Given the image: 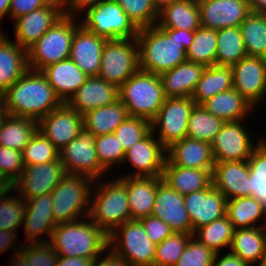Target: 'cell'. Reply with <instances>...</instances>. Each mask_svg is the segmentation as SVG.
<instances>
[{
    "label": "cell",
    "mask_w": 266,
    "mask_h": 266,
    "mask_svg": "<svg viewBox=\"0 0 266 266\" xmlns=\"http://www.w3.org/2000/svg\"><path fill=\"white\" fill-rule=\"evenodd\" d=\"M142 223L148 238L155 244H160L163 240L173 234V231L164 221L155 216H147L139 219Z\"/></svg>",
    "instance_id": "cell-54"
},
{
    "label": "cell",
    "mask_w": 266,
    "mask_h": 266,
    "mask_svg": "<svg viewBox=\"0 0 266 266\" xmlns=\"http://www.w3.org/2000/svg\"><path fill=\"white\" fill-rule=\"evenodd\" d=\"M151 131L145 138L125 151L124 162L131 163L136 171L123 176L128 177H162L166 161V148ZM156 138V139H155Z\"/></svg>",
    "instance_id": "cell-18"
},
{
    "label": "cell",
    "mask_w": 266,
    "mask_h": 266,
    "mask_svg": "<svg viewBox=\"0 0 266 266\" xmlns=\"http://www.w3.org/2000/svg\"><path fill=\"white\" fill-rule=\"evenodd\" d=\"M151 132V123L142 117L128 116L114 131L124 151Z\"/></svg>",
    "instance_id": "cell-49"
},
{
    "label": "cell",
    "mask_w": 266,
    "mask_h": 266,
    "mask_svg": "<svg viewBox=\"0 0 266 266\" xmlns=\"http://www.w3.org/2000/svg\"><path fill=\"white\" fill-rule=\"evenodd\" d=\"M229 251L252 266L266 253V227L235 229Z\"/></svg>",
    "instance_id": "cell-35"
},
{
    "label": "cell",
    "mask_w": 266,
    "mask_h": 266,
    "mask_svg": "<svg viewBox=\"0 0 266 266\" xmlns=\"http://www.w3.org/2000/svg\"><path fill=\"white\" fill-rule=\"evenodd\" d=\"M226 215L234 229L266 227V210L252 196L228 199ZM261 218H264L265 223H259L262 222Z\"/></svg>",
    "instance_id": "cell-37"
},
{
    "label": "cell",
    "mask_w": 266,
    "mask_h": 266,
    "mask_svg": "<svg viewBox=\"0 0 266 266\" xmlns=\"http://www.w3.org/2000/svg\"><path fill=\"white\" fill-rule=\"evenodd\" d=\"M127 117L126 107L118 99L110 105L85 112L82 115L83 129L95 137L114 133Z\"/></svg>",
    "instance_id": "cell-34"
},
{
    "label": "cell",
    "mask_w": 266,
    "mask_h": 266,
    "mask_svg": "<svg viewBox=\"0 0 266 266\" xmlns=\"http://www.w3.org/2000/svg\"><path fill=\"white\" fill-rule=\"evenodd\" d=\"M200 25L220 30L239 27L251 12L248 0H197Z\"/></svg>",
    "instance_id": "cell-19"
},
{
    "label": "cell",
    "mask_w": 266,
    "mask_h": 266,
    "mask_svg": "<svg viewBox=\"0 0 266 266\" xmlns=\"http://www.w3.org/2000/svg\"><path fill=\"white\" fill-rule=\"evenodd\" d=\"M159 75L138 70L119 87V100L128 116L151 121L166 100Z\"/></svg>",
    "instance_id": "cell-5"
},
{
    "label": "cell",
    "mask_w": 266,
    "mask_h": 266,
    "mask_svg": "<svg viewBox=\"0 0 266 266\" xmlns=\"http://www.w3.org/2000/svg\"><path fill=\"white\" fill-rule=\"evenodd\" d=\"M96 258L58 256L56 266H92Z\"/></svg>",
    "instance_id": "cell-59"
},
{
    "label": "cell",
    "mask_w": 266,
    "mask_h": 266,
    "mask_svg": "<svg viewBox=\"0 0 266 266\" xmlns=\"http://www.w3.org/2000/svg\"><path fill=\"white\" fill-rule=\"evenodd\" d=\"M8 115L39 121L63 102L41 71L28 69L2 95Z\"/></svg>",
    "instance_id": "cell-1"
},
{
    "label": "cell",
    "mask_w": 266,
    "mask_h": 266,
    "mask_svg": "<svg viewBox=\"0 0 266 266\" xmlns=\"http://www.w3.org/2000/svg\"><path fill=\"white\" fill-rule=\"evenodd\" d=\"M52 204L53 199L51 193L25 200V215L23 222L26 236L25 243L50 241L48 238L46 240L42 236L46 234L50 239L52 232L56 227Z\"/></svg>",
    "instance_id": "cell-22"
},
{
    "label": "cell",
    "mask_w": 266,
    "mask_h": 266,
    "mask_svg": "<svg viewBox=\"0 0 266 266\" xmlns=\"http://www.w3.org/2000/svg\"><path fill=\"white\" fill-rule=\"evenodd\" d=\"M224 123L202 105H195L188 120L187 137L212 144Z\"/></svg>",
    "instance_id": "cell-42"
},
{
    "label": "cell",
    "mask_w": 266,
    "mask_h": 266,
    "mask_svg": "<svg viewBox=\"0 0 266 266\" xmlns=\"http://www.w3.org/2000/svg\"><path fill=\"white\" fill-rule=\"evenodd\" d=\"M195 31H188L183 29H178V40L180 44L184 46L187 50L193 41Z\"/></svg>",
    "instance_id": "cell-61"
},
{
    "label": "cell",
    "mask_w": 266,
    "mask_h": 266,
    "mask_svg": "<svg viewBox=\"0 0 266 266\" xmlns=\"http://www.w3.org/2000/svg\"><path fill=\"white\" fill-rule=\"evenodd\" d=\"M22 153L25 166L49 163L59 159V150L39 130L32 136Z\"/></svg>",
    "instance_id": "cell-45"
},
{
    "label": "cell",
    "mask_w": 266,
    "mask_h": 266,
    "mask_svg": "<svg viewBox=\"0 0 266 266\" xmlns=\"http://www.w3.org/2000/svg\"><path fill=\"white\" fill-rule=\"evenodd\" d=\"M156 25L160 28L195 31L201 26L197 0H178L163 7Z\"/></svg>",
    "instance_id": "cell-33"
},
{
    "label": "cell",
    "mask_w": 266,
    "mask_h": 266,
    "mask_svg": "<svg viewBox=\"0 0 266 266\" xmlns=\"http://www.w3.org/2000/svg\"><path fill=\"white\" fill-rule=\"evenodd\" d=\"M41 72L63 103H66L89 77L70 58L50 64Z\"/></svg>",
    "instance_id": "cell-27"
},
{
    "label": "cell",
    "mask_w": 266,
    "mask_h": 266,
    "mask_svg": "<svg viewBox=\"0 0 266 266\" xmlns=\"http://www.w3.org/2000/svg\"><path fill=\"white\" fill-rule=\"evenodd\" d=\"M213 170L183 168L173 165L167 158L164 164L162 179L181 195L208 188L212 183Z\"/></svg>",
    "instance_id": "cell-30"
},
{
    "label": "cell",
    "mask_w": 266,
    "mask_h": 266,
    "mask_svg": "<svg viewBox=\"0 0 266 266\" xmlns=\"http://www.w3.org/2000/svg\"><path fill=\"white\" fill-rule=\"evenodd\" d=\"M250 170L247 161H225L215 163L213 185L226 198L250 196Z\"/></svg>",
    "instance_id": "cell-25"
},
{
    "label": "cell",
    "mask_w": 266,
    "mask_h": 266,
    "mask_svg": "<svg viewBox=\"0 0 266 266\" xmlns=\"http://www.w3.org/2000/svg\"><path fill=\"white\" fill-rule=\"evenodd\" d=\"M250 196L266 210V137L252 151L248 159Z\"/></svg>",
    "instance_id": "cell-43"
},
{
    "label": "cell",
    "mask_w": 266,
    "mask_h": 266,
    "mask_svg": "<svg viewBox=\"0 0 266 266\" xmlns=\"http://www.w3.org/2000/svg\"><path fill=\"white\" fill-rule=\"evenodd\" d=\"M8 116V112L5 107V102L2 96H0V129L3 124V121Z\"/></svg>",
    "instance_id": "cell-65"
},
{
    "label": "cell",
    "mask_w": 266,
    "mask_h": 266,
    "mask_svg": "<svg viewBox=\"0 0 266 266\" xmlns=\"http://www.w3.org/2000/svg\"><path fill=\"white\" fill-rule=\"evenodd\" d=\"M38 130L60 151L84 131L82 115L63 103L38 121Z\"/></svg>",
    "instance_id": "cell-17"
},
{
    "label": "cell",
    "mask_w": 266,
    "mask_h": 266,
    "mask_svg": "<svg viewBox=\"0 0 266 266\" xmlns=\"http://www.w3.org/2000/svg\"><path fill=\"white\" fill-rule=\"evenodd\" d=\"M152 216L164 221L173 233L192 234V222L185 207L184 195L164 181L157 186Z\"/></svg>",
    "instance_id": "cell-20"
},
{
    "label": "cell",
    "mask_w": 266,
    "mask_h": 266,
    "mask_svg": "<svg viewBox=\"0 0 266 266\" xmlns=\"http://www.w3.org/2000/svg\"><path fill=\"white\" fill-rule=\"evenodd\" d=\"M138 28L152 27L157 24L159 11L153 0H115Z\"/></svg>",
    "instance_id": "cell-48"
},
{
    "label": "cell",
    "mask_w": 266,
    "mask_h": 266,
    "mask_svg": "<svg viewBox=\"0 0 266 266\" xmlns=\"http://www.w3.org/2000/svg\"><path fill=\"white\" fill-rule=\"evenodd\" d=\"M193 234L173 233L156 245L153 266H174Z\"/></svg>",
    "instance_id": "cell-47"
},
{
    "label": "cell",
    "mask_w": 266,
    "mask_h": 266,
    "mask_svg": "<svg viewBox=\"0 0 266 266\" xmlns=\"http://www.w3.org/2000/svg\"><path fill=\"white\" fill-rule=\"evenodd\" d=\"M234 230L231 220L225 215L196 229L193 237L215 253H219L226 247L230 248Z\"/></svg>",
    "instance_id": "cell-41"
},
{
    "label": "cell",
    "mask_w": 266,
    "mask_h": 266,
    "mask_svg": "<svg viewBox=\"0 0 266 266\" xmlns=\"http://www.w3.org/2000/svg\"><path fill=\"white\" fill-rule=\"evenodd\" d=\"M252 12L266 14V0H248Z\"/></svg>",
    "instance_id": "cell-63"
},
{
    "label": "cell",
    "mask_w": 266,
    "mask_h": 266,
    "mask_svg": "<svg viewBox=\"0 0 266 266\" xmlns=\"http://www.w3.org/2000/svg\"><path fill=\"white\" fill-rule=\"evenodd\" d=\"M21 245L22 244H20V246L18 245L17 248H14L15 255L11 256V259H13L10 261L12 263V264L10 263L11 266H30V263H28L27 259L19 252Z\"/></svg>",
    "instance_id": "cell-62"
},
{
    "label": "cell",
    "mask_w": 266,
    "mask_h": 266,
    "mask_svg": "<svg viewBox=\"0 0 266 266\" xmlns=\"http://www.w3.org/2000/svg\"><path fill=\"white\" fill-rule=\"evenodd\" d=\"M0 185H11L0 173Z\"/></svg>",
    "instance_id": "cell-69"
},
{
    "label": "cell",
    "mask_w": 266,
    "mask_h": 266,
    "mask_svg": "<svg viewBox=\"0 0 266 266\" xmlns=\"http://www.w3.org/2000/svg\"><path fill=\"white\" fill-rule=\"evenodd\" d=\"M239 28L247 55L266 58V14L251 11Z\"/></svg>",
    "instance_id": "cell-39"
},
{
    "label": "cell",
    "mask_w": 266,
    "mask_h": 266,
    "mask_svg": "<svg viewBox=\"0 0 266 266\" xmlns=\"http://www.w3.org/2000/svg\"><path fill=\"white\" fill-rule=\"evenodd\" d=\"M247 56L239 27L217 30L215 65L232 66Z\"/></svg>",
    "instance_id": "cell-40"
},
{
    "label": "cell",
    "mask_w": 266,
    "mask_h": 266,
    "mask_svg": "<svg viewBox=\"0 0 266 266\" xmlns=\"http://www.w3.org/2000/svg\"><path fill=\"white\" fill-rule=\"evenodd\" d=\"M166 158L173 164L183 168L214 169L212 144L206 141H195L183 138L166 149Z\"/></svg>",
    "instance_id": "cell-26"
},
{
    "label": "cell",
    "mask_w": 266,
    "mask_h": 266,
    "mask_svg": "<svg viewBox=\"0 0 266 266\" xmlns=\"http://www.w3.org/2000/svg\"><path fill=\"white\" fill-rule=\"evenodd\" d=\"M59 159L67 174L84 175L93 181L108 174L97 158L95 136L86 131L59 151Z\"/></svg>",
    "instance_id": "cell-12"
},
{
    "label": "cell",
    "mask_w": 266,
    "mask_h": 266,
    "mask_svg": "<svg viewBox=\"0 0 266 266\" xmlns=\"http://www.w3.org/2000/svg\"><path fill=\"white\" fill-rule=\"evenodd\" d=\"M196 103L191 97L166 98L156 116L150 121L151 131L167 149L187 137L188 120Z\"/></svg>",
    "instance_id": "cell-11"
},
{
    "label": "cell",
    "mask_w": 266,
    "mask_h": 266,
    "mask_svg": "<svg viewBox=\"0 0 266 266\" xmlns=\"http://www.w3.org/2000/svg\"><path fill=\"white\" fill-rule=\"evenodd\" d=\"M5 36H0V96L29 69L27 50Z\"/></svg>",
    "instance_id": "cell-31"
},
{
    "label": "cell",
    "mask_w": 266,
    "mask_h": 266,
    "mask_svg": "<svg viewBox=\"0 0 266 266\" xmlns=\"http://www.w3.org/2000/svg\"><path fill=\"white\" fill-rule=\"evenodd\" d=\"M231 69L233 88L257 108L266 98V58L247 56Z\"/></svg>",
    "instance_id": "cell-16"
},
{
    "label": "cell",
    "mask_w": 266,
    "mask_h": 266,
    "mask_svg": "<svg viewBox=\"0 0 266 266\" xmlns=\"http://www.w3.org/2000/svg\"><path fill=\"white\" fill-rule=\"evenodd\" d=\"M38 130V121L8 115L0 129V146L22 152Z\"/></svg>",
    "instance_id": "cell-38"
},
{
    "label": "cell",
    "mask_w": 266,
    "mask_h": 266,
    "mask_svg": "<svg viewBox=\"0 0 266 266\" xmlns=\"http://www.w3.org/2000/svg\"><path fill=\"white\" fill-rule=\"evenodd\" d=\"M139 70L138 44L134 39L106 40L98 77L120 87Z\"/></svg>",
    "instance_id": "cell-10"
},
{
    "label": "cell",
    "mask_w": 266,
    "mask_h": 266,
    "mask_svg": "<svg viewBox=\"0 0 266 266\" xmlns=\"http://www.w3.org/2000/svg\"><path fill=\"white\" fill-rule=\"evenodd\" d=\"M109 250L130 266H153L156 245L139 220H130L108 235Z\"/></svg>",
    "instance_id": "cell-8"
},
{
    "label": "cell",
    "mask_w": 266,
    "mask_h": 266,
    "mask_svg": "<svg viewBox=\"0 0 266 266\" xmlns=\"http://www.w3.org/2000/svg\"><path fill=\"white\" fill-rule=\"evenodd\" d=\"M22 245L19 252L27 259L30 266H56L58 255L49 242Z\"/></svg>",
    "instance_id": "cell-52"
},
{
    "label": "cell",
    "mask_w": 266,
    "mask_h": 266,
    "mask_svg": "<svg viewBox=\"0 0 266 266\" xmlns=\"http://www.w3.org/2000/svg\"><path fill=\"white\" fill-rule=\"evenodd\" d=\"M109 251L108 253L106 252L103 259H100L101 256L96 258L92 266H130L123 258L118 257L111 250Z\"/></svg>",
    "instance_id": "cell-58"
},
{
    "label": "cell",
    "mask_w": 266,
    "mask_h": 266,
    "mask_svg": "<svg viewBox=\"0 0 266 266\" xmlns=\"http://www.w3.org/2000/svg\"><path fill=\"white\" fill-rule=\"evenodd\" d=\"M162 181V177L126 176L131 220H139L152 214L157 186Z\"/></svg>",
    "instance_id": "cell-28"
},
{
    "label": "cell",
    "mask_w": 266,
    "mask_h": 266,
    "mask_svg": "<svg viewBox=\"0 0 266 266\" xmlns=\"http://www.w3.org/2000/svg\"><path fill=\"white\" fill-rule=\"evenodd\" d=\"M233 88L231 66L212 65L205 67L191 96L196 105Z\"/></svg>",
    "instance_id": "cell-36"
},
{
    "label": "cell",
    "mask_w": 266,
    "mask_h": 266,
    "mask_svg": "<svg viewBox=\"0 0 266 266\" xmlns=\"http://www.w3.org/2000/svg\"><path fill=\"white\" fill-rule=\"evenodd\" d=\"M257 266H266V253L260 258Z\"/></svg>",
    "instance_id": "cell-68"
},
{
    "label": "cell",
    "mask_w": 266,
    "mask_h": 266,
    "mask_svg": "<svg viewBox=\"0 0 266 266\" xmlns=\"http://www.w3.org/2000/svg\"><path fill=\"white\" fill-rule=\"evenodd\" d=\"M95 149L99 163L106 171L116 164H123L125 151L114 133L96 136Z\"/></svg>",
    "instance_id": "cell-50"
},
{
    "label": "cell",
    "mask_w": 266,
    "mask_h": 266,
    "mask_svg": "<svg viewBox=\"0 0 266 266\" xmlns=\"http://www.w3.org/2000/svg\"><path fill=\"white\" fill-rule=\"evenodd\" d=\"M184 200L192 222V234L201 226L226 215L227 198L213 183L208 188L185 195Z\"/></svg>",
    "instance_id": "cell-21"
},
{
    "label": "cell",
    "mask_w": 266,
    "mask_h": 266,
    "mask_svg": "<svg viewBox=\"0 0 266 266\" xmlns=\"http://www.w3.org/2000/svg\"><path fill=\"white\" fill-rule=\"evenodd\" d=\"M80 24L95 35L110 39H134L138 28L115 0H103L88 8Z\"/></svg>",
    "instance_id": "cell-9"
},
{
    "label": "cell",
    "mask_w": 266,
    "mask_h": 266,
    "mask_svg": "<svg viewBox=\"0 0 266 266\" xmlns=\"http://www.w3.org/2000/svg\"><path fill=\"white\" fill-rule=\"evenodd\" d=\"M49 243L58 256L98 258L109 250L108 234L87 216L57 224Z\"/></svg>",
    "instance_id": "cell-3"
},
{
    "label": "cell",
    "mask_w": 266,
    "mask_h": 266,
    "mask_svg": "<svg viewBox=\"0 0 266 266\" xmlns=\"http://www.w3.org/2000/svg\"><path fill=\"white\" fill-rule=\"evenodd\" d=\"M17 232L15 231H8V230H1L0 229V253L2 254L4 251L8 250V248H11L12 244H15L14 242L17 237Z\"/></svg>",
    "instance_id": "cell-60"
},
{
    "label": "cell",
    "mask_w": 266,
    "mask_h": 266,
    "mask_svg": "<svg viewBox=\"0 0 266 266\" xmlns=\"http://www.w3.org/2000/svg\"><path fill=\"white\" fill-rule=\"evenodd\" d=\"M75 22V17L64 15L28 48V68L41 71L50 64L68 59L73 35L81 25Z\"/></svg>",
    "instance_id": "cell-6"
},
{
    "label": "cell",
    "mask_w": 266,
    "mask_h": 266,
    "mask_svg": "<svg viewBox=\"0 0 266 266\" xmlns=\"http://www.w3.org/2000/svg\"><path fill=\"white\" fill-rule=\"evenodd\" d=\"M221 252L216 253L213 259L212 266H250L247 262L243 261L237 255L232 254L230 251L222 257H219Z\"/></svg>",
    "instance_id": "cell-57"
},
{
    "label": "cell",
    "mask_w": 266,
    "mask_h": 266,
    "mask_svg": "<svg viewBox=\"0 0 266 266\" xmlns=\"http://www.w3.org/2000/svg\"><path fill=\"white\" fill-rule=\"evenodd\" d=\"M106 40L80 25L73 35L69 58L87 76H98Z\"/></svg>",
    "instance_id": "cell-24"
},
{
    "label": "cell",
    "mask_w": 266,
    "mask_h": 266,
    "mask_svg": "<svg viewBox=\"0 0 266 266\" xmlns=\"http://www.w3.org/2000/svg\"><path fill=\"white\" fill-rule=\"evenodd\" d=\"M103 0H63L64 14L76 17L88 8L98 6Z\"/></svg>",
    "instance_id": "cell-56"
},
{
    "label": "cell",
    "mask_w": 266,
    "mask_h": 266,
    "mask_svg": "<svg viewBox=\"0 0 266 266\" xmlns=\"http://www.w3.org/2000/svg\"><path fill=\"white\" fill-rule=\"evenodd\" d=\"M119 99V87L98 76H90L66 104L83 115L85 112L110 105Z\"/></svg>",
    "instance_id": "cell-23"
},
{
    "label": "cell",
    "mask_w": 266,
    "mask_h": 266,
    "mask_svg": "<svg viewBox=\"0 0 266 266\" xmlns=\"http://www.w3.org/2000/svg\"><path fill=\"white\" fill-rule=\"evenodd\" d=\"M67 175L60 159L44 164L25 166L21 176L12 184L24 200L50 194Z\"/></svg>",
    "instance_id": "cell-15"
},
{
    "label": "cell",
    "mask_w": 266,
    "mask_h": 266,
    "mask_svg": "<svg viewBox=\"0 0 266 266\" xmlns=\"http://www.w3.org/2000/svg\"><path fill=\"white\" fill-rule=\"evenodd\" d=\"M206 66L185 61L160 75L164 94L170 97H191Z\"/></svg>",
    "instance_id": "cell-29"
},
{
    "label": "cell",
    "mask_w": 266,
    "mask_h": 266,
    "mask_svg": "<svg viewBox=\"0 0 266 266\" xmlns=\"http://www.w3.org/2000/svg\"><path fill=\"white\" fill-rule=\"evenodd\" d=\"M243 120L225 122L212 143L214 163L225 161H248L252 151L264 139L257 140L256 144L251 140L248 130L242 125Z\"/></svg>",
    "instance_id": "cell-14"
},
{
    "label": "cell",
    "mask_w": 266,
    "mask_h": 266,
    "mask_svg": "<svg viewBox=\"0 0 266 266\" xmlns=\"http://www.w3.org/2000/svg\"><path fill=\"white\" fill-rule=\"evenodd\" d=\"M94 181L84 175L67 174L53 189V216L55 224L86 218L90 208V194ZM87 204V206H86Z\"/></svg>",
    "instance_id": "cell-7"
},
{
    "label": "cell",
    "mask_w": 266,
    "mask_h": 266,
    "mask_svg": "<svg viewBox=\"0 0 266 266\" xmlns=\"http://www.w3.org/2000/svg\"><path fill=\"white\" fill-rule=\"evenodd\" d=\"M216 51L217 31L200 26L195 30L193 41L187 49L186 60L212 66L215 65Z\"/></svg>",
    "instance_id": "cell-44"
},
{
    "label": "cell",
    "mask_w": 266,
    "mask_h": 266,
    "mask_svg": "<svg viewBox=\"0 0 266 266\" xmlns=\"http://www.w3.org/2000/svg\"><path fill=\"white\" fill-rule=\"evenodd\" d=\"M215 252L191 237L174 266H212Z\"/></svg>",
    "instance_id": "cell-51"
},
{
    "label": "cell",
    "mask_w": 266,
    "mask_h": 266,
    "mask_svg": "<svg viewBox=\"0 0 266 266\" xmlns=\"http://www.w3.org/2000/svg\"><path fill=\"white\" fill-rule=\"evenodd\" d=\"M11 192L13 188L0 199V229L16 232L24 222L25 200L21 196L11 195Z\"/></svg>",
    "instance_id": "cell-46"
},
{
    "label": "cell",
    "mask_w": 266,
    "mask_h": 266,
    "mask_svg": "<svg viewBox=\"0 0 266 266\" xmlns=\"http://www.w3.org/2000/svg\"><path fill=\"white\" fill-rule=\"evenodd\" d=\"M118 177L112 180L110 178V181L102 178L99 183L98 180L94 181L90 194L88 217L108 235L116 227L131 220L126 177Z\"/></svg>",
    "instance_id": "cell-4"
},
{
    "label": "cell",
    "mask_w": 266,
    "mask_h": 266,
    "mask_svg": "<svg viewBox=\"0 0 266 266\" xmlns=\"http://www.w3.org/2000/svg\"><path fill=\"white\" fill-rule=\"evenodd\" d=\"M11 0H0V24L3 18L9 15V7Z\"/></svg>",
    "instance_id": "cell-64"
},
{
    "label": "cell",
    "mask_w": 266,
    "mask_h": 266,
    "mask_svg": "<svg viewBox=\"0 0 266 266\" xmlns=\"http://www.w3.org/2000/svg\"><path fill=\"white\" fill-rule=\"evenodd\" d=\"M25 168L23 153L0 146V173L12 185Z\"/></svg>",
    "instance_id": "cell-53"
},
{
    "label": "cell",
    "mask_w": 266,
    "mask_h": 266,
    "mask_svg": "<svg viewBox=\"0 0 266 266\" xmlns=\"http://www.w3.org/2000/svg\"><path fill=\"white\" fill-rule=\"evenodd\" d=\"M51 1L52 0H11L9 16L14 20L22 15L48 5Z\"/></svg>",
    "instance_id": "cell-55"
},
{
    "label": "cell",
    "mask_w": 266,
    "mask_h": 266,
    "mask_svg": "<svg viewBox=\"0 0 266 266\" xmlns=\"http://www.w3.org/2000/svg\"><path fill=\"white\" fill-rule=\"evenodd\" d=\"M139 69L161 75L186 61V52L178 40V29L157 25L138 30Z\"/></svg>",
    "instance_id": "cell-2"
},
{
    "label": "cell",
    "mask_w": 266,
    "mask_h": 266,
    "mask_svg": "<svg viewBox=\"0 0 266 266\" xmlns=\"http://www.w3.org/2000/svg\"><path fill=\"white\" fill-rule=\"evenodd\" d=\"M178 0H153V4L158 11H160L163 7L175 2Z\"/></svg>",
    "instance_id": "cell-66"
},
{
    "label": "cell",
    "mask_w": 266,
    "mask_h": 266,
    "mask_svg": "<svg viewBox=\"0 0 266 266\" xmlns=\"http://www.w3.org/2000/svg\"><path fill=\"white\" fill-rule=\"evenodd\" d=\"M12 188V185H0V199L3 195Z\"/></svg>",
    "instance_id": "cell-67"
},
{
    "label": "cell",
    "mask_w": 266,
    "mask_h": 266,
    "mask_svg": "<svg viewBox=\"0 0 266 266\" xmlns=\"http://www.w3.org/2000/svg\"><path fill=\"white\" fill-rule=\"evenodd\" d=\"M201 105L208 112L222 119L224 122L246 121L245 119H247L246 117L251 113L250 111L256 110L254 109L255 107L234 88L207 99Z\"/></svg>",
    "instance_id": "cell-32"
},
{
    "label": "cell",
    "mask_w": 266,
    "mask_h": 266,
    "mask_svg": "<svg viewBox=\"0 0 266 266\" xmlns=\"http://www.w3.org/2000/svg\"><path fill=\"white\" fill-rule=\"evenodd\" d=\"M63 0H52L48 5L14 19V39L27 50L64 16Z\"/></svg>",
    "instance_id": "cell-13"
}]
</instances>
